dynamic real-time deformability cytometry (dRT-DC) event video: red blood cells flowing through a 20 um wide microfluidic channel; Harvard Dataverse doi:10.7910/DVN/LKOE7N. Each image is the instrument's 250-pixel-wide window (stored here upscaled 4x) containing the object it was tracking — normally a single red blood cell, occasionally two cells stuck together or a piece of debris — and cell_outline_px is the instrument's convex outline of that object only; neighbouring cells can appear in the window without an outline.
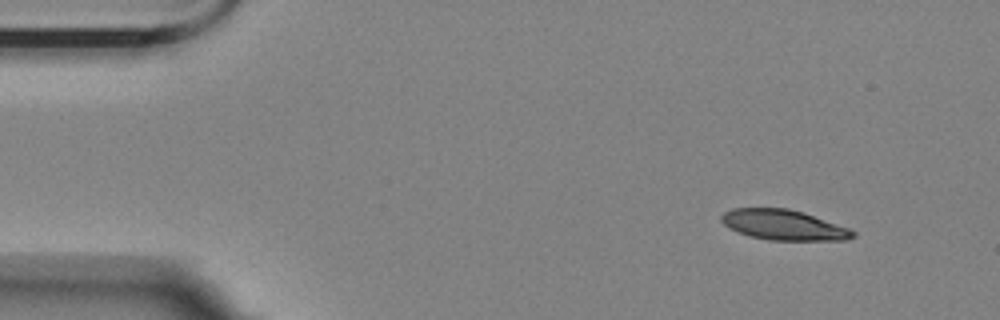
{"species": "Egyptian fruit bat (a non-hibernating species)", "species_latin": "Rousettus aegyptiacus", "temperature_condition": "room temperature", "stored_images_in_passage": 4, "camera_frame_rate_fps": 3000, "um_per_image_px": 0.085, "animal": {"sex": "female"}, "frame": {"image": 1, "passage_image": 1, "time_ms": 0.0, "image_size_px": [1000, 320], "cell_outline_px": [[856, 236], [844, 240], [772, 240], [752, 236], [728, 228], [720, 220], [720, 216], [724, 212], [732, 208], [788, 208], [804, 212], [848, 228], [856, 232]], "centroid_in_image_um": [66.6, 19.11], "position_along_channel_um": 18.4, "area_um2": 23.06}}
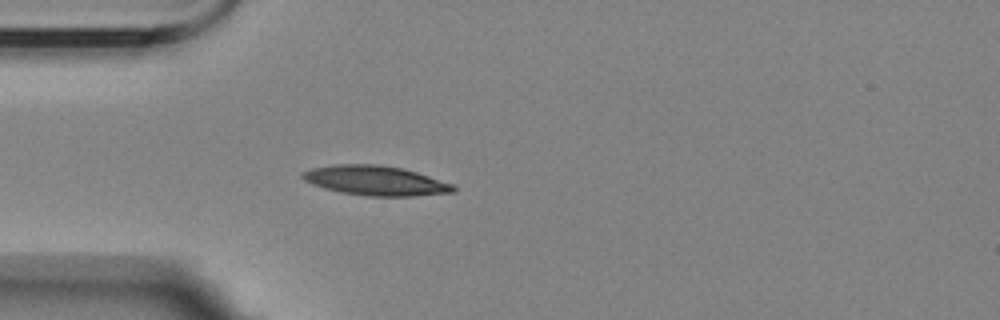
{"frame": {"image": 2, "passage_image": 4, "time_ms": 3.333, "image_size_px": [1000, 320], "cell_outline_px": [[456, 192], [412, 196], [368, 196], [340, 192], [324, 188], [312, 184], [304, 180], [300, 176], [300, 172], [312, 168], [332, 164], [380, 164], [400, 168], [416, 172], [452, 184], [456, 188]], "centroid_in_image_um": [31.87, 15.35], "position_along_channel_um": 53.1, "area_um2": 26.07}}